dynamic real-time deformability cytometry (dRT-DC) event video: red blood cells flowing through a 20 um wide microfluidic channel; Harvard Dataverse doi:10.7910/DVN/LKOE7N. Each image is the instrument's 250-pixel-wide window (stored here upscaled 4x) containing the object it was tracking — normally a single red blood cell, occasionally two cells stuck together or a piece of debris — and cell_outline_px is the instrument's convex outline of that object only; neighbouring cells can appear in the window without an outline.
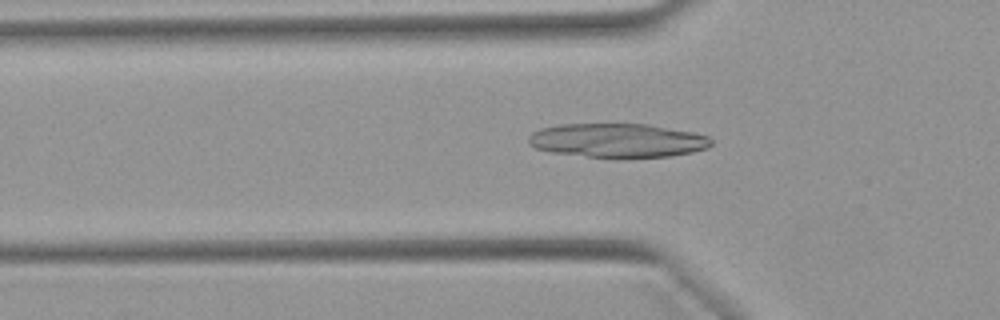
{"species": "Egyptian fruit bat (a non-hibernating species)", "species_latin": "Rousettus aegyptiacus", "temperature_condition": "warm", "stored_images_in_passage": 41, "camera_frame_rate_fps": 3000, "um_per_image_px": 0.085, "animal": {"sex": "female"}, "frame": {"image": 1, "passage_image": 7, "time_ms": 2.0, "image_size_px": [1000, 320], "cell_outline_px": [[712, 144], [708, 148], [692, 152], [672, 156], [616, 160], [548, 152], [536, 148], [528, 144], [528, 136], [532, 132], [540, 128], [560, 124], [648, 124], [692, 132], [708, 136], [712, 140]], "centroid_in_image_um": [52.47, 11.97], "position_along_channel_um": 73.3, "area_um2": 37.22}}
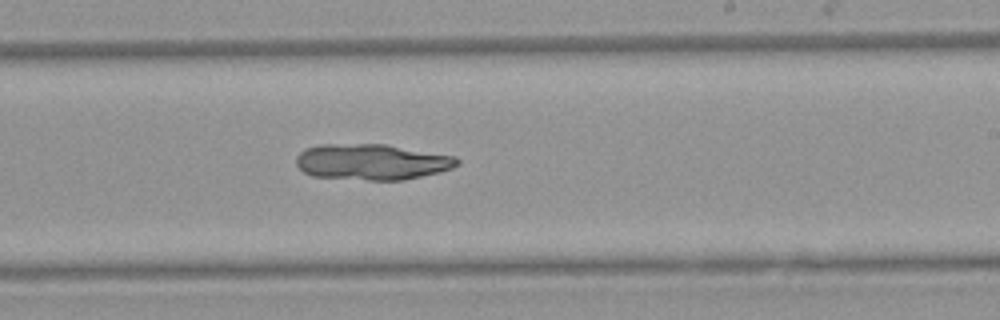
{"frame": {"image": 2, "passage_image": 21, "time_ms": 6.667, "image_size_px": [1000, 320], "cell_outline_px": [[460, 164], [452, 168], [440, 172], [404, 180], [368, 180], [312, 176], [304, 172], [296, 164], [296, 156], [304, 148], [320, 144], [388, 144], [456, 156], [460, 160]], "centroid_in_image_um": [31.63, 13.75], "position_along_channel_um": 257.4, "area_um2": 34.04}}
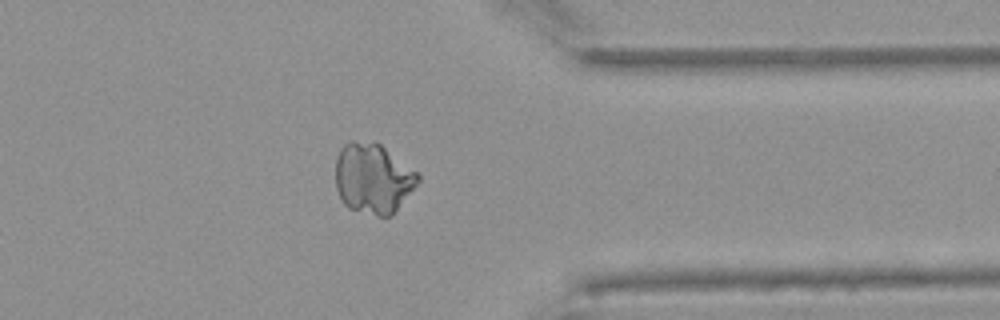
{"frame": {"image": 3, "passage_image": 31, "time_ms": 10.0, "image_size_px": [1000, 320], "cell_outline_px": [[420, 180], [396, 208], [388, 216], [376, 216], [348, 208], [344, 204], [336, 188], [336, 156], [340, 148], [348, 140], [376, 140], [416, 172], [420, 176]], "centroid_in_image_um": [31.65, 15.11], "position_along_channel_um": 379.7, "area_um2": 33.64}}